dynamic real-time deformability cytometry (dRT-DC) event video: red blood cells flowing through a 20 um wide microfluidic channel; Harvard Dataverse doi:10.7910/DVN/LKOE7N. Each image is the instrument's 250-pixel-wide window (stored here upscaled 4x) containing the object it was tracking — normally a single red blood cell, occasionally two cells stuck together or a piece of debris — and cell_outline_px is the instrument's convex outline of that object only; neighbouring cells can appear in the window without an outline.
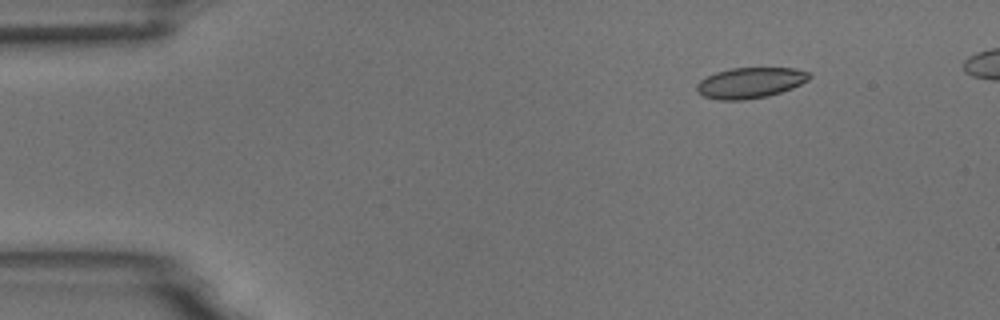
{"species": "common noctule bat (a hibernating species)", "species_latin": "Nyctalus noctula", "temperature_condition": "room temperature", "stored_images_in_passage": 10, "camera_frame_rate_fps": 3000, "um_per_image_px": 0.085, "animal": {"sex": "male", "body_mass_g": 18.8}, "frame": {"image": 1, "passage_image": 2, "time_ms": 0.333, "image_size_px": [1000, 320], "cell_outline_px": [[812, 76], [808, 80], [792, 88], [768, 96], [744, 100], [716, 100], [704, 96], [696, 92], [696, 84], [700, 80], [716, 72], [732, 68], [792, 68], [808, 72]], "centroid_in_image_um": [63.74, 7.04], "position_along_channel_um": 21.3, "area_um2": 20.11}}
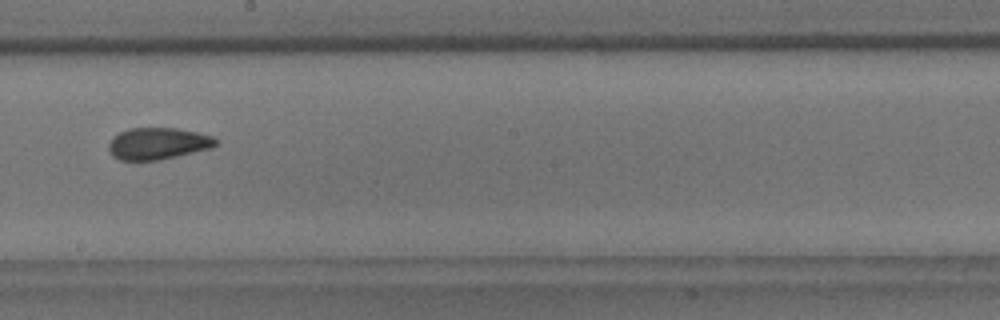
{"frame": {"image": 2, "passage_image": 9, "time_ms": 2.667, "image_size_px": [1000, 320], "cell_outline_px": [[220, 140], [212, 148], [160, 160], [120, 160], [112, 156], [108, 152], [108, 144], [112, 136], [128, 128], [176, 128], [196, 132], [212, 136]], "centroid_in_image_um": [13.4, 12.2], "position_along_channel_um": 234.8, "area_um2": 20.06}}